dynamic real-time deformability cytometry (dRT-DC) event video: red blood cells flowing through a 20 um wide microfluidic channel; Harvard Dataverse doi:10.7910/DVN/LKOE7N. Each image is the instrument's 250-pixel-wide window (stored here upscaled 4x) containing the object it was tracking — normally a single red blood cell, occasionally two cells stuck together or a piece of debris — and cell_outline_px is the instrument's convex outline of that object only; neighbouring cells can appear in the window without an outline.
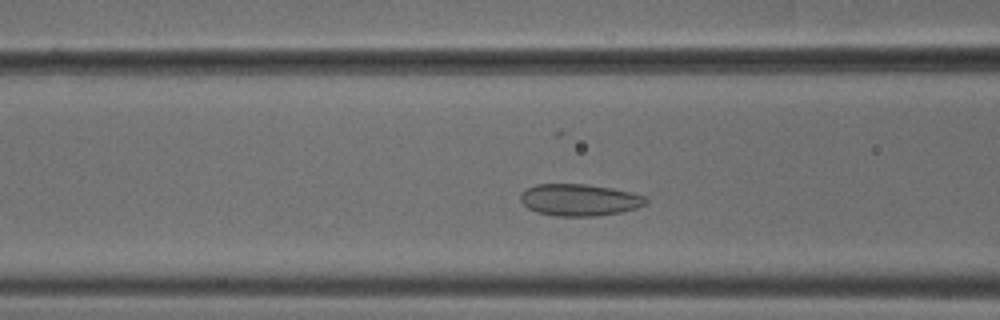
{"species": "common noctule bat (a hibernating species)", "species_latin": "Nyctalus noctula", "temperature_condition": "cold", "stored_images_in_passage": 45, "camera_frame_rate_fps": 3000, "um_per_image_px": 0.085, "animal": {"sex": "male", "body_mass_g": 18.8}, "frame": {"image": 1, "passage_image": 13, "time_ms": 4.0, "image_size_px": [1000, 320], "cell_outline_px": [[648, 204], [636, 208], [620, 212], [596, 216], [556, 216], [536, 212], [528, 208], [520, 200], [520, 192], [524, 188], [536, 184], [584, 184], [612, 188], [632, 192], [648, 196]], "centroid_in_image_um": [49.26, 16.98], "position_along_channel_um": 117.3, "area_um2": 23.58}}
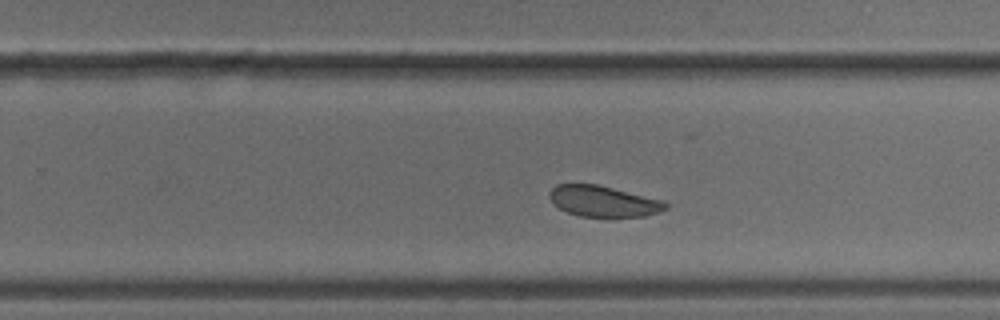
{"frame": {"image": 2, "passage_image": 26, "time_ms": 8.333, "image_size_px": [1000, 320], "cell_outline_px": [[668, 208], [644, 216], [616, 220], [580, 216], [568, 212], [560, 208], [548, 196], [548, 192], [556, 184], [596, 184], [664, 200], [668, 204]], "centroid_in_image_um": [51.32, 17.15], "position_along_channel_um": 278.5, "area_um2": 21.56}}
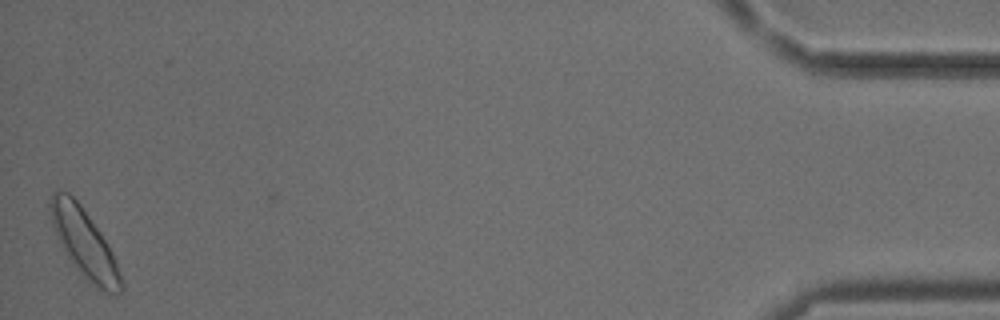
{"frame": {"image": 3, "passage_image": 45, "time_ms": 14.667, "image_size_px": [1000, 320], "cell_outline_px": [[124, 288], [120, 292], [104, 292], [96, 288], [68, 260], [56, 236], [52, 224], [48, 208], [48, 200], [52, 192], [56, 188], [60, 188], [68, 192], [80, 204], [100, 232], [108, 244], [112, 252], [124, 284]], "centroid_in_image_um": [7.11, 20.62], "position_along_channel_um": 428.1, "area_um2": 28.32}}